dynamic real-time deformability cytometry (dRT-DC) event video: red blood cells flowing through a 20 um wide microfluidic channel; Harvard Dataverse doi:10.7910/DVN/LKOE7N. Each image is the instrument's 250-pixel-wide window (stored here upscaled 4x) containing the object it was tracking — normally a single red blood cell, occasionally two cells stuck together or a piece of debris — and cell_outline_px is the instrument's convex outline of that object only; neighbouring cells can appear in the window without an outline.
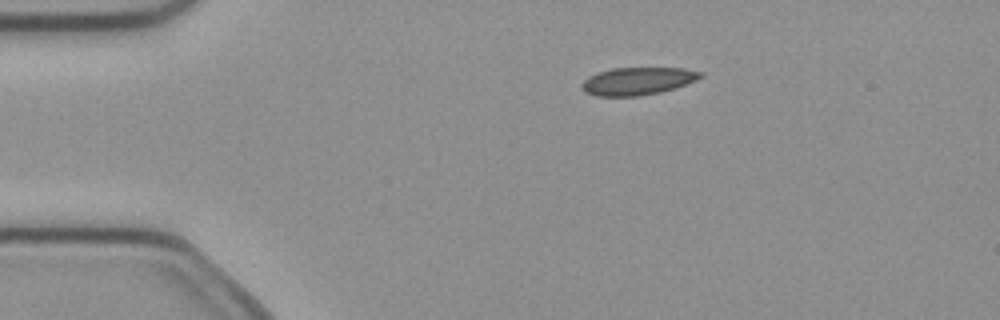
{"species": "common noctule bat (a hibernating species)", "species_latin": "Nyctalus noctula", "temperature_condition": "cold", "stored_images_in_passage": 2, "camera_frame_rate_fps": 3000, "um_per_image_px": 0.085, "animal": {"sex": "female", "body_mass_g": 21.9}, "frame": {"image": 1, "passage_image": 1, "time_ms": 0.0, "image_size_px": [1000, 320], "cell_outline_px": [[704, 76], [696, 80], [676, 88], [660, 92], [636, 96], [596, 96], [584, 92], [580, 88], [580, 84], [588, 76], [612, 68], [684, 68], [704, 72]], "centroid_in_image_um": [54.2, 6.89], "position_along_channel_um": 30.8, "area_um2": 19.25}}